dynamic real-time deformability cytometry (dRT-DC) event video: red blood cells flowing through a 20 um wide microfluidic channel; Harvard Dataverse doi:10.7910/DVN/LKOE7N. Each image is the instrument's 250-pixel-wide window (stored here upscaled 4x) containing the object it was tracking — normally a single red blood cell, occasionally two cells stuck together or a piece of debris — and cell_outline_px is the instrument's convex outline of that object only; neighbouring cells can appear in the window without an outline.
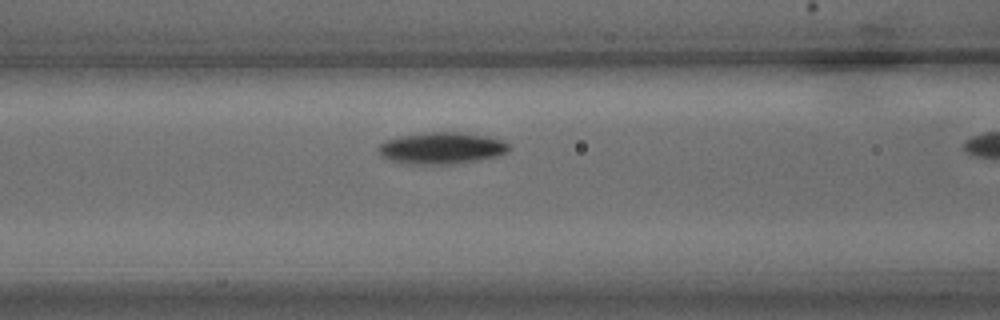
{"species": "common noctule bat (a hibernating species)", "species_latin": "Nyctalus noctula", "temperature_condition": "warm", "stored_images_in_passage": 8, "camera_frame_rate_fps": 3000, "um_per_image_px": 0.085, "animal": {"sex": "male", "body_mass_g": 15.6}, "frame": {"image": 1, "passage_image": 7, "time_ms": 2.0, "image_size_px": [1000, 320], "cell_outline_px": [[512, 148], [508, 152], [496, 156], [476, 160], [452, 164], [408, 164], [392, 160], [384, 156], [376, 148], [384, 140], [400, 136], [432, 132], [460, 132], [488, 136], [504, 140]], "centroid_in_image_um": [37.58, 12.58], "position_along_channel_um": 129.0, "area_um2": 24.04}}